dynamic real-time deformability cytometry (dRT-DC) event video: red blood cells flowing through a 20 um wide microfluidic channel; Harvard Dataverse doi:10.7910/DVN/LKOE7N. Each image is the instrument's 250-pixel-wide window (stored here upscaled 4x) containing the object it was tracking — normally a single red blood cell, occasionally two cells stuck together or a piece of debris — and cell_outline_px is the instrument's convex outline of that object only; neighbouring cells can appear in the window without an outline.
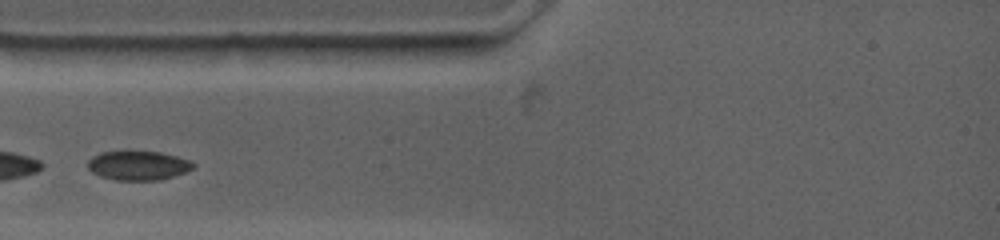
{"species": "common noctule bat (a hibernating species)", "species_latin": "Nyctalus noctula", "temperature_condition": "warm", "stored_images_in_passage": 1, "camera_frame_rate_fps": 4500, "um_per_image_px": 0.085, "animal": {"sex": "female", "body_mass_g": 19.0, "forearm_length_mm": 53.3}, "frame": {"image": 1, "passage_image": 1, "time_ms": 0.0, "image_size_px": [1000, 240], "cell_outline_px": [[192, 168], [184, 172], [172, 176], [156, 180], [112, 180], [100, 176], [92, 172], [88, 168], [88, 160], [92, 156], [100, 152], [124, 148], [160, 152], [176, 156], [188, 160], [192, 164]], "centroid_in_image_um": [11.63, 14.01], "position_along_channel_um": 73.4, "area_um2": 18.44}}